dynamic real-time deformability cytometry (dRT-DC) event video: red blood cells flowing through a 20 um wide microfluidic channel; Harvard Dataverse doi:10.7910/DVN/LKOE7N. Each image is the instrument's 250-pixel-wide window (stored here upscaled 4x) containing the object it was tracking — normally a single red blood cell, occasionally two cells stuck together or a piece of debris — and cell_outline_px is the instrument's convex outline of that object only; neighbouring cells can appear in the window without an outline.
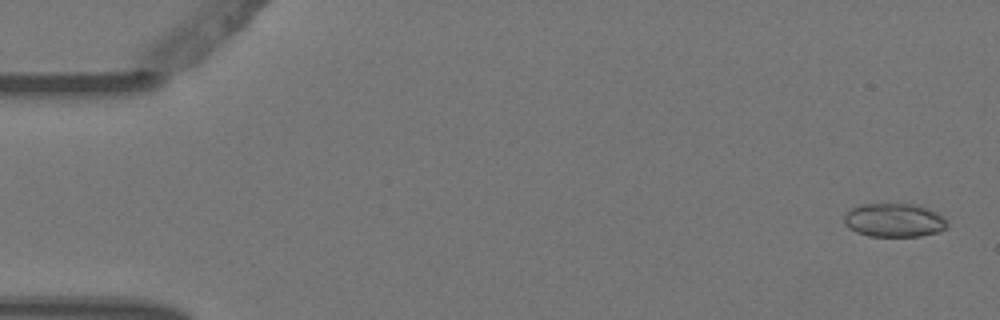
{"species": "Egyptian fruit bat (a non-hibernating species)", "species_latin": "Rousettus aegyptiacus", "temperature_condition": "warm", "stored_images_in_passage": 5, "camera_frame_rate_fps": 3000, "um_per_image_px": 0.085, "animal": {"sex": "female"}, "frame": {"image": 1, "passage_image": 1, "time_ms": 0.0, "image_size_px": [1000, 320], "cell_outline_px": [[948, 224], [940, 232], [920, 236], [868, 236], [856, 232], [848, 228], [844, 224], [844, 216], [852, 208], [860, 204], [912, 204], [928, 208], [936, 212], [948, 220]], "centroid_in_image_um": [76.0, 18.72], "position_along_channel_um": 9.0, "area_um2": 20.29}}
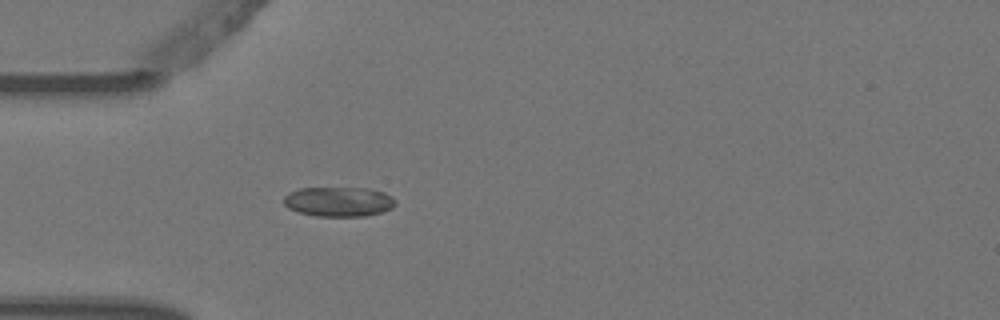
{"frame": {"image": 2, "passage_image": 5, "time_ms": 1.333, "image_size_px": [1000, 320], "cell_outline_px": [[396, 204], [392, 208], [380, 212], [364, 216], [316, 216], [300, 212], [288, 208], [284, 204], [284, 196], [288, 192], [300, 188], [364, 188], [384, 192], [392, 196], [396, 200]], "centroid_in_image_um": [28.79, 17.13], "position_along_channel_um": 56.2, "area_um2": 19.31}}